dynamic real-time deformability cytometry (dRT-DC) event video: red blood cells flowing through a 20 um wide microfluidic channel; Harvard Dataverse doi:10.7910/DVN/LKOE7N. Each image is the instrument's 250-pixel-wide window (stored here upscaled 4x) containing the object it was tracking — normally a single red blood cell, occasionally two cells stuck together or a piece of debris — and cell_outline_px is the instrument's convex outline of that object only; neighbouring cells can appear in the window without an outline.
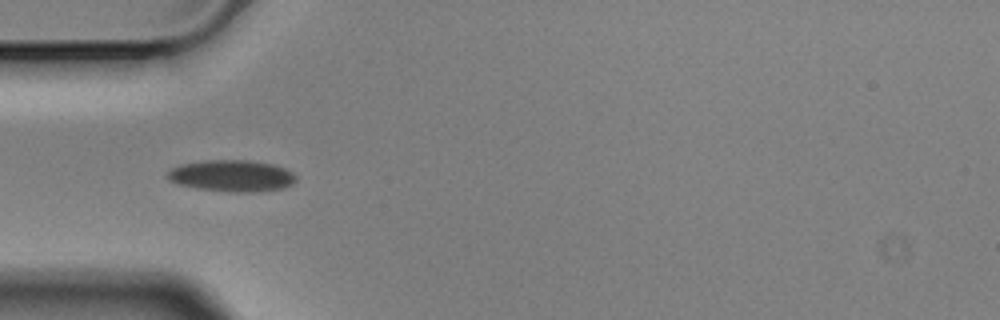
{"species": "Egyptian fruit bat (a non-hibernating species)", "species_latin": "Rousettus aegyptiacus", "temperature_condition": "cold", "stored_images_in_passage": 13, "camera_frame_rate_fps": 3000, "um_per_image_px": 0.085, "animal": {"sex": "male"}, "frame": {"image": 1, "passage_image": 6, "time_ms": 1.667, "image_size_px": [1000, 320], "cell_outline_px": [[296, 180], [292, 184], [280, 188], [256, 192], [232, 192], [196, 188], [180, 184], [168, 180], [168, 172], [172, 168], [180, 164], [204, 160], [252, 160], [272, 164], [284, 168], [292, 172], [296, 176]], "centroid_in_image_um": [19.7, 14.93], "position_along_channel_um": 65.3, "area_um2": 23.58}}
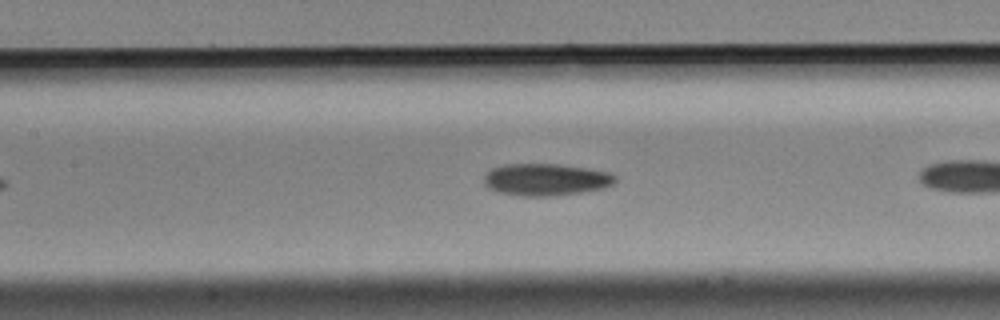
{"frame": {"image": 2, "passage_image": 11, "time_ms": 3.333, "image_size_px": [1000, 320], "cell_outline_px": [[616, 180], [612, 184], [604, 188], [580, 192], [552, 196], [524, 196], [500, 192], [488, 188], [484, 184], [484, 176], [492, 168], [504, 164], [560, 164], [608, 172], [616, 176]], "centroid_in_image_um": [46.38, 15.26], "position_along_channel_um": 161.0, "area_um2": 24.33}}